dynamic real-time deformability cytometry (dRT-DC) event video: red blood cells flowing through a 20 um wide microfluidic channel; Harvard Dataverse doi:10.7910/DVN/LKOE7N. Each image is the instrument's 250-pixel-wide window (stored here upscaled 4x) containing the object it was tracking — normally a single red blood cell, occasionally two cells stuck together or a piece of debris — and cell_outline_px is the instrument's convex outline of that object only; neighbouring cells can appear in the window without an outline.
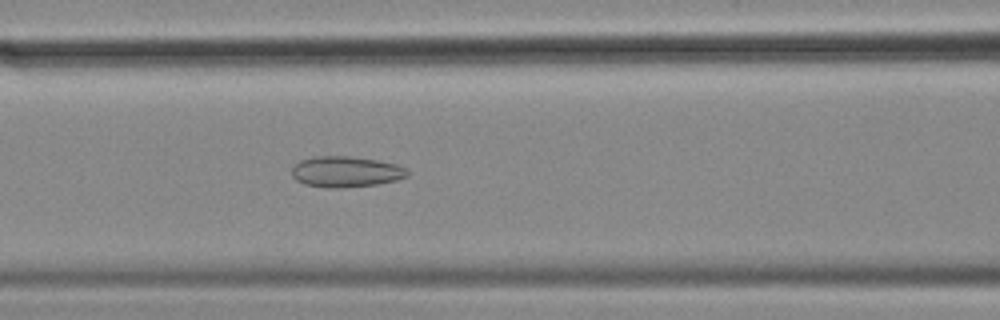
{"species": "common noctule bat (a hibernating species)", "species_latin": "Nyctalus noctula", "temperature_condition": "cold", "stored_images_in_passage": 53, "camera_frame_rate_fps": 3000, "um_per_image_px": 0.085, "animal": {"sex": "female", "body_mass_g": 18.4}, "frame": {"image": 1, "passage_image": 20, "time_ms": 6.333, "image_size_px": [1000, 320], "cell_outline_px": [[408, 176], [396, 180], [376, 184], [340, 188], [324, 188], [304, 184], [296, 180], [292, 176], [292, 168], [300, 160], [316, 156], [352, 156], [376, 160], [396, 164], [404, 168], [408, 172]], "centroid_in_image_um": [29.36, 14.6], "position_along_channel_um": 137.2, "area_um2": 20.75}}
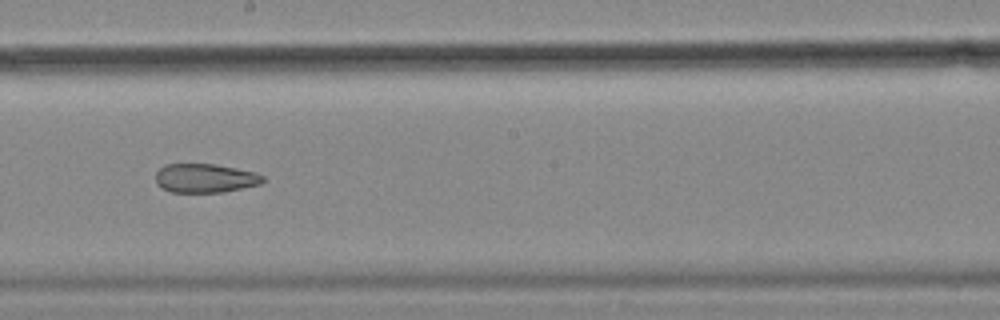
{"frame": {"image": 2, "passage_image": 28, "time_ms": 9.0, "image_size_px": [1000, 320], "cell_outline_px": [[264, 180], [260, 184], [224, 192], [172, 192], [160, 188], [156, 184], [156, 172], [164, 164], [216, 164], [256, 172], [264, 176]], "centroid_in_image_um": [17.42, 15.14], "position_along_channel_um": 230.8, "area_um2": 18.21}}
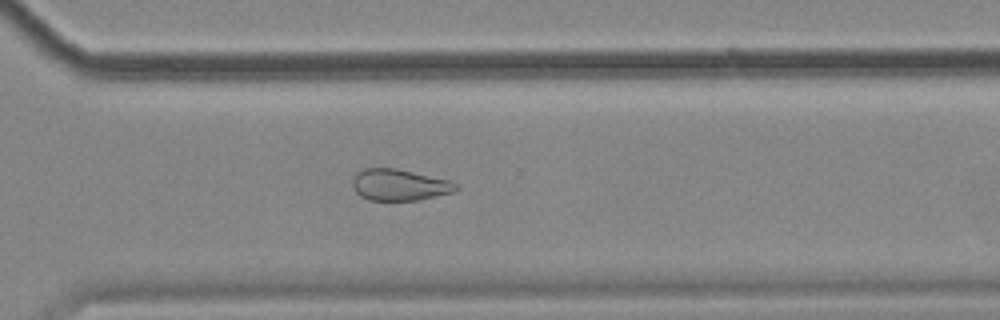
{"frame": {"image": 3, "passage_image": 37, "time_ms": 12.0, "image_size_px": [1000, 320], "cell_outline_px": [[460, 188], [456, 192], [416, 200], [368, 200], [360, 196], [352, 188], [352, 180], [356, 172], [364, 168], [396, 168], [452, 180], [460, 184]], "centroid_in_image_um": [33.99, 15.71], "position_along_channel_um": 336.6, "area_um2": 19.36}, "authors_computed_cell_mechanics": {"area_um2": 22.6576, "velocity_mm_per_s": 3.5222, "shape_relaxation_time_tau1_ms": null, "shape_relaxation_time_tau2_ms": 5.0847, "deformation_change_tau1": null, "deformation_change_tau2": 0.1222}}